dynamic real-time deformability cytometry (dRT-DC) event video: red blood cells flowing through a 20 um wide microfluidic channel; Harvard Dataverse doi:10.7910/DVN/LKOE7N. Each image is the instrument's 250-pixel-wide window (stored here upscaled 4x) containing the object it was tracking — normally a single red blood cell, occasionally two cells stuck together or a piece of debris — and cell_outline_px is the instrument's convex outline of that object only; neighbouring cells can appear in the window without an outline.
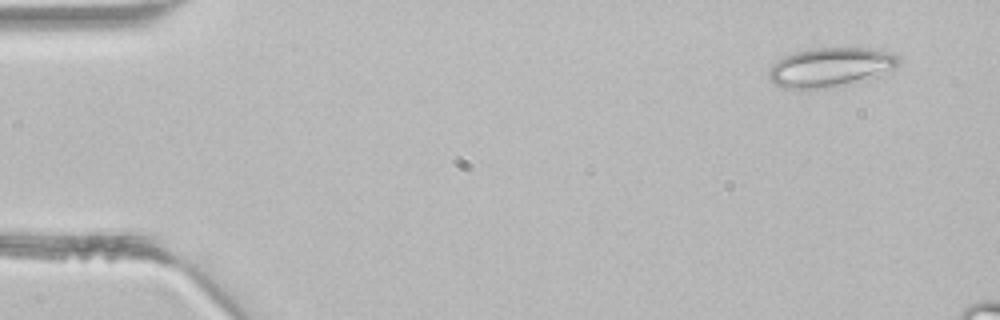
{"species": "common noctule bat (a hibernating species)", "species_latin": "Nyctalus noctula", "temperature_condition": "room temperature", "stored_images_in_passage": 3, "camera_frame_rate_fps": 3000, "um_per_image_px": 0.085, "animal": {"sex": "male", "body_mass_g": 21.5, "forearm_length_mm": 52.0}, "frame": {"image": 1, "passage_image": 1, "time_ms": 0.0, "image_size_px": [1000, 320], "cell_outline_px": [[900, 64], [884, 76], [868, 80], [808, 92], [784, 88], [776, 84], [768, 76], [768, 72], [772, 64], [776, 60], [784, 56], [808, 48], [880, 48], [892, 52], [900, 60]], "centroid_in_image_um": [70.63, 5.74], "position_along_channel_um": 14.4, "area_um2": 30.92}}